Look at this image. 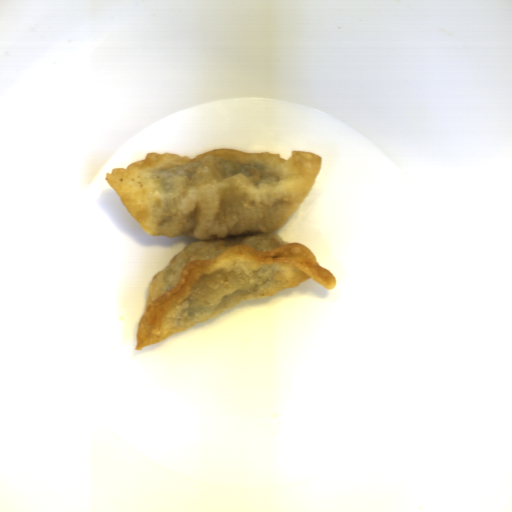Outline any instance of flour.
<instances>
[{
  "label": "flour",
  "instance_id": "c2a2500e",
  "mask_svg": "<svg viewBox=\"0 0 512 512\" xmlns=\"http://www.w3.org/2000/svg\"><path fill=\"white\" fill-rule=\"evenodd\" d=\"M322 163L308 150L284 159L280 152L217 148L193 158L146 153L105 172L146 233L195 239L151 277L134 350L309 278L337 288L308 246L274 232L309 196Z\"/></svg>",
  "mask_w": 512,
  "mask_h": 512
}]
</instances>
